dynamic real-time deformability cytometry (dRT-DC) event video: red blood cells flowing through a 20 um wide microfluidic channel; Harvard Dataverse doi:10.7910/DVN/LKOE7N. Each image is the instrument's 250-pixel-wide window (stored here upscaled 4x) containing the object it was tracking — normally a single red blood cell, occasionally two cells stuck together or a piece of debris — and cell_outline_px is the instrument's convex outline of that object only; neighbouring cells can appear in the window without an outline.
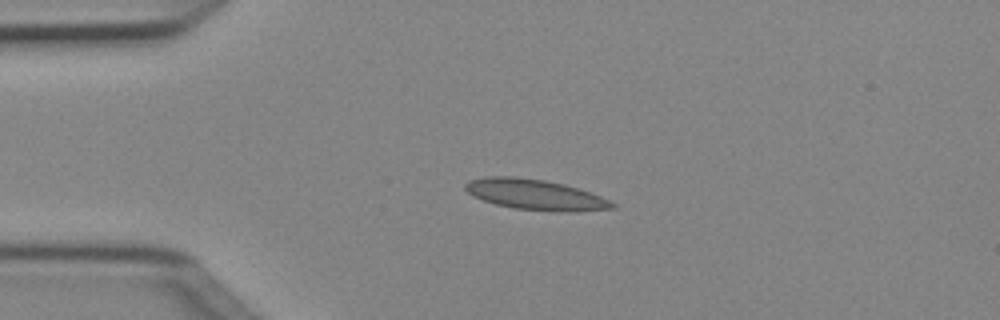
{"species": "Egyptian fruit bat (a non-hibernating species)", "species_latin": "Rousettus aegyptiacus", "temperature_condition": "cold", "stored_images_in_passage": 3, "camera_frame_rate_fps": 3000, "um_per_image_px": 0.085, "animal": {"sex": "female"}, "frame": {"image": 1, "passage_image": 2, "time_ms": 0.333, "image_size_px": [1000, 320], "cell_outline_px": [[616, 208], [572, 212], [516, 208], [496, 204], [472, 196], [464, 188], [464, 184], [468, 180], [484, 176], [516, 176], [544, 180], [564, 184], [600, 196], [616, 204]], "centroid_in_image_um": [45.45, 16.52], "position_along_channel_um": 39.5, "area_um2": 25.89}}